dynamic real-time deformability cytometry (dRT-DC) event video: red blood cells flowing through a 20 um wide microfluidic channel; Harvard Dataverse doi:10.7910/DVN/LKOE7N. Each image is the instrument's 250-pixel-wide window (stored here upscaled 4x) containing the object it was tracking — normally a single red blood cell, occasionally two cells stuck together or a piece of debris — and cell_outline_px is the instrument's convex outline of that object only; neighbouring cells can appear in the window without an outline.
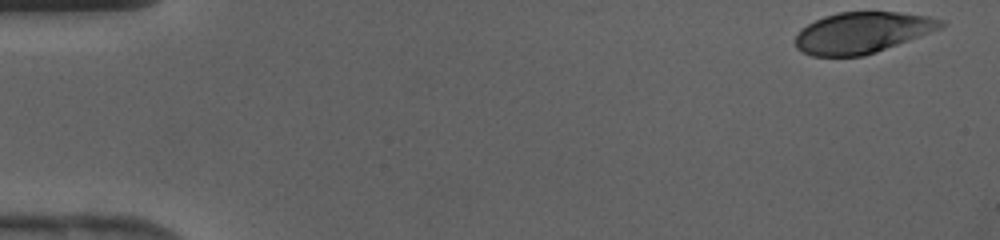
{"species": "human", "species_latin": "Homo sapiens", "temperature_condition": "cold", "stored_images_in_passage": 42, "camera_frame_rate_fps": 3000, "um_per_image_px": 0.085, "donor": {"sex": "female"}, "frame": {"image": 1, "passage_image": 1, "time_ms": 0.0, "image_size_px": [1000, 240], "cell_outline_px": [[948, 24], [940, 28], [920, 36], [876, 52], [864, 56], [812, 56], [796, 48], [796, 36], [800, 28], [824, 16], [836, 12], [896, 12], [928, 16], [944, 20]], "centroid_in_image_um": [73.28, 2.77], "position_along_channel_um": 11.7, "area_um2": 34.74}}
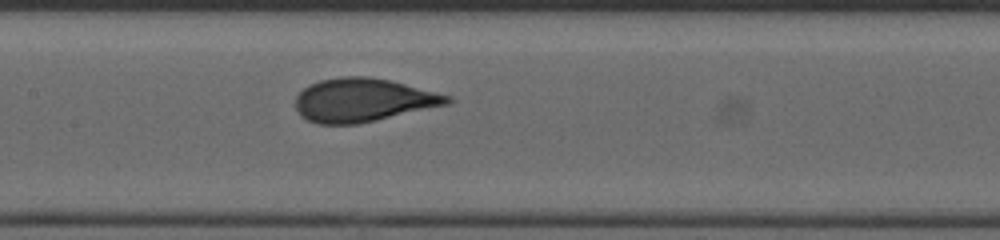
{"frame": {"image": 2, "passage_image": 20, "time_ms": 6.333, "image_size_px": [1000, 240], "cell_outline_px": [[452, 100], [448, 104], [376, 120], [356, 124], [316, 124], [300, 116], [296, 108], [296, 96], [308, 84], [320, 80], [344, 76], [368, 76], [388, 80], [452, 96]], "centroid_in_image_um": [30.82, 8.51], "position_along_channel_um": 176.6, "area_um2": 38.21}}
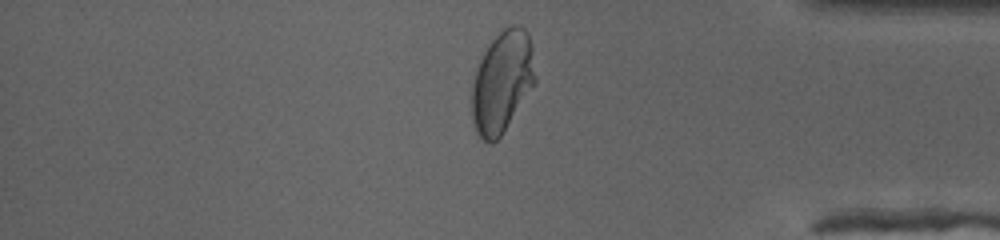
{"frame": {"image": 3, "passage_image": 35, "time_ms": 11.333, "image_size_px": [1000, 240], "cell_outline_px": [[536, 84], [500, 136], [492, 144], [488, 144], [476, 132], [472, 120], [472, 84], [476, 68], [484, 52], [492, 40], [504, 28], [512, 24], [516, 24], [524, 28], [528, 36], [532, 48], [536, 76]], "centroid_in_image_um": [42.69, 6.97], "position_along_channel_um": 392.5, "area_um2": 37.57}}